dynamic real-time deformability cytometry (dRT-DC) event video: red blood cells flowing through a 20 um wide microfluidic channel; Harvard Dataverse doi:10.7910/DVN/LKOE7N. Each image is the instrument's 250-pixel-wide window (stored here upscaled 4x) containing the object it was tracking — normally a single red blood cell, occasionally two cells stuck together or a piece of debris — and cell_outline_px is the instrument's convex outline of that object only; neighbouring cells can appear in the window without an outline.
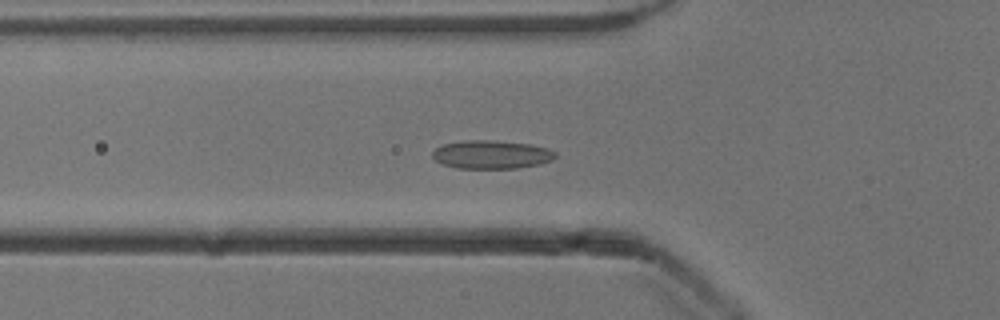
{"species": "common noctule bat (a hibernating species)", "species_latin": "Nyctalus noctula", "temperature_condition": "cold", "stored_images_in_passage": 35, "camera_frame_rate_fps": 3000, "um_per_image_px": 0.085, "animal": {"sex": "male", "body_mass_g": 13.3}, "frame": {"image": 1, "passage_image": 18, "time_ms": 5.667, "image_size_px": [1000, 320], "cell_outline_px": [[556, 156], [552, 160], [540, 164], [516, 168], [456, 168], [444, 164], [436, 160], [432, 156], [432, 152], [436, 148], [444, 144], [464, 140], [492, 140], [532, 144], [548, 148], [556, 152]], "centroid_in_image_um": [41.8, 13.13], "position_along_channel_um": 84.0, "area_um2": 20.35}}
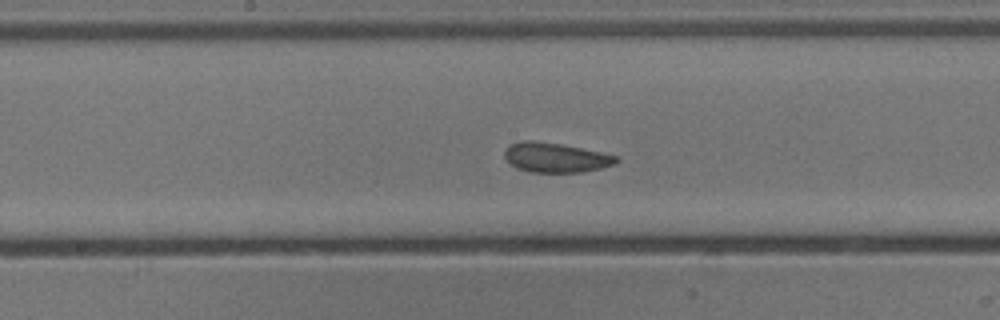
{"frame": {"image": 2, "passage_image": 27, "time_ms": 8.667, "image_size_px": [1000, 320], "cell_outline_px": [[620, 160], [616, 164], [600, 168], [580, 172], [528, 172], [516, 168], [504, 156], [504, 148], [508, 144], [524, 140], [532, 140], [560, 144], [600, 152], [616, 156]], "centroid_in_image_um": [47.19, 13.39], "position_along_channel_um": 201.0, "area_um2": 19.25}}
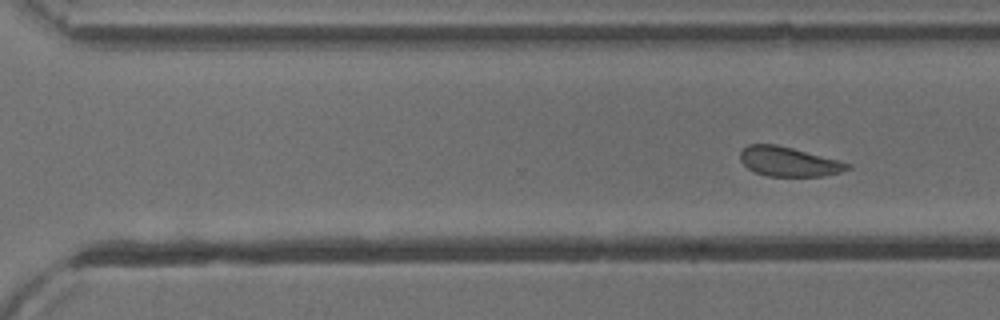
{"frame": {"image": 3, "passage_image": 35, "time_ms": 11.333, "image_size_px": [1000, 320], "cell_outline_px": [[852, 168], [840, 172], [820, 176], [768, 176], [756, 172], [748, 168], [740, 160], [740, 152], [748, 144], [776, 144], [840, 160], [852, 164]], "centroid_in_image_um": [67.06, 13.73], "position_along_channel_um": 303.5, "area_um2": 18.38}}